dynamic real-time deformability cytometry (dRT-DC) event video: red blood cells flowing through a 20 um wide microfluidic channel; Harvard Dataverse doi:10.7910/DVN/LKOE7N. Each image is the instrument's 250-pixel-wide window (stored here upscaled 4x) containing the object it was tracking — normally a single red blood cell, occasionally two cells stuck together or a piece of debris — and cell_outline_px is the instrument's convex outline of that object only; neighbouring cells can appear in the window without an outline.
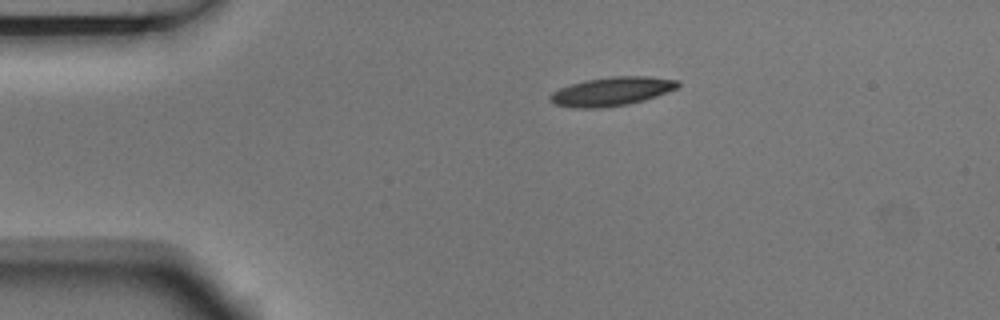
{"species": "Egyptian fruit bat (a non-hibernating species)", "species_latin": "Rousettus aegyptiacus", "temperature_condition": "room temperature", "stored_images_in_passage": 2, "camera_frame_rate_fps": 3000, "um_per_image_px": 0.085, "animal": {"sex": "male"}, "frame": {"image": 1, "passage_image": 2, "time_ms": 0.333, "image_size_px": [1000, 320], "cell_outline_px": [[680, 84], [676, 88], [656, 96], [644, 100], [628, 104], [604, 108], [572, 108], [556, 104], [548, 96], [552, 92], [560, 88], [584, 80], [612, 76], [648, 76], [680, 80]], "centroid_in_image_um": [52.0, 7.77], "position_along_channel_um": 33.0, "area_um2": 21.39}}